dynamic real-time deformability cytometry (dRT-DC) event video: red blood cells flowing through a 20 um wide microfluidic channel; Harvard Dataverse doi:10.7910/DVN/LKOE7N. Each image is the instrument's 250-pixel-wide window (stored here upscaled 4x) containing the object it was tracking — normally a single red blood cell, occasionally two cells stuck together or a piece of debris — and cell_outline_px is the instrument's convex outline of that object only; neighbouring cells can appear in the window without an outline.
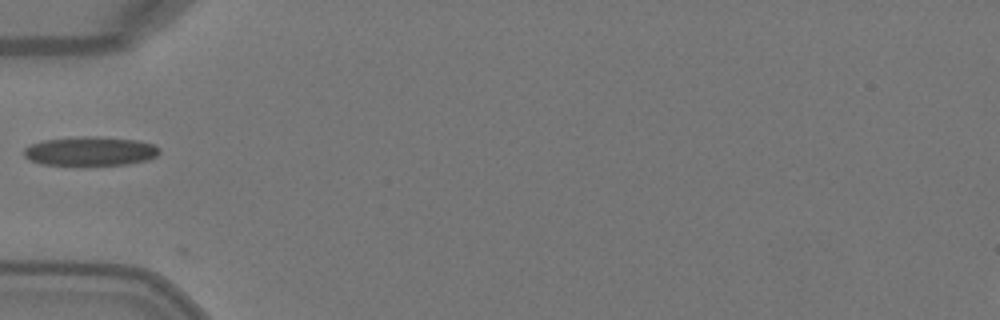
{"species": "Egyptian fruit bat (a non-hibernating species)", "species_latin": "Rousettus aegyptiacus", "temperature_condition": "warm", "stored_images_in_passage": 5, "camera_frame_rate_fps": 3000, "um_per_image_px": 0.085, "animal": {"sex": "female"}, "frame": {"image": 1, "passage_image": 5, "time_ms": 1.333, "image_size_px": [1000, 320], "cell_outline_px": [[160, 152], [156, 156], [148, 160], [128, 164], [88, 168], [80, 168], [40, 164], [28, 160], [24, 156], [24, 148], [28, 144], [44, 140], [80, 136], [96, 136], [136, 140], [156, 144], [160, 148]], "centroid_in_image_um": [7.64, 12.9], "position_along_channel_um": 77.4, "area_um2": 24.39}}